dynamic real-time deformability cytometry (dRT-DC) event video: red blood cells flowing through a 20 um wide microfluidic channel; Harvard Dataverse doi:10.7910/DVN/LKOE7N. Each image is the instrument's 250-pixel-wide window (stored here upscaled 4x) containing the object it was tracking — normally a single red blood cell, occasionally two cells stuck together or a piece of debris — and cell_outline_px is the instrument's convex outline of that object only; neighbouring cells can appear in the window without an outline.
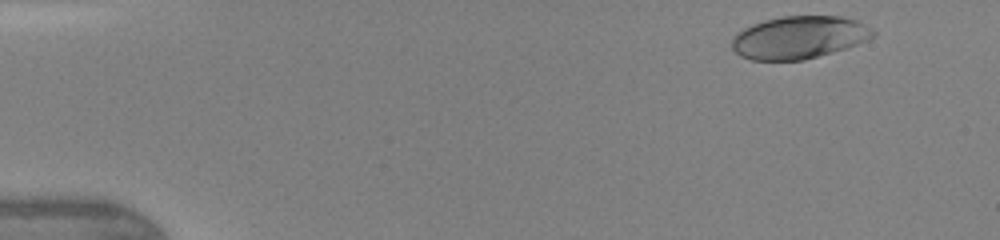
{"species": "human", "species_latin": "Homo sapiens", "temperature_condition": "warm", "stored_images_in_passage": 45, "camera_frame_rate_fps": 3000, "um_per_image_px": 0.085, "donor": {"sex": "female"}, "frame": {"image": 1, "passage_image": 3, "time_ms": 0.667, "image_size_px": [1000, 240], "cell_outline_px": [[876, 32], [872, 36], [856, 44], [832, 52], [804, 60], [752, 60], [740, 56], [732, 48], [732, 40], [744, 28], [752, 24], [764, 20], [784, 16], [840, 16], [856, 20], [872, 28]], "centroid_in_image_um": [67.91, 3.18], "position_along_channel_um": 17.1, "area_um2": 34.68}}
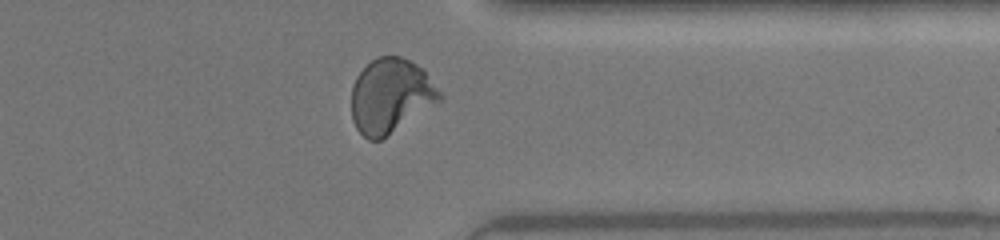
{"frame": {"image": 2, "passage_image": 36, "time_ms": 11.667, "image_size_px": [1000, 240], "cell_outline_px": [[444, 100], [380, 140], [368, 140], [356, 128], [352, 120], [352, 88], [356, 76], [376, 56], [400, 56], [416, 64], [424, 72], [444, 96]], "centroid_in_image_um": [33.21, 8.16], "position_along_channel_um": 378.2, "area_um2": 38.21}}
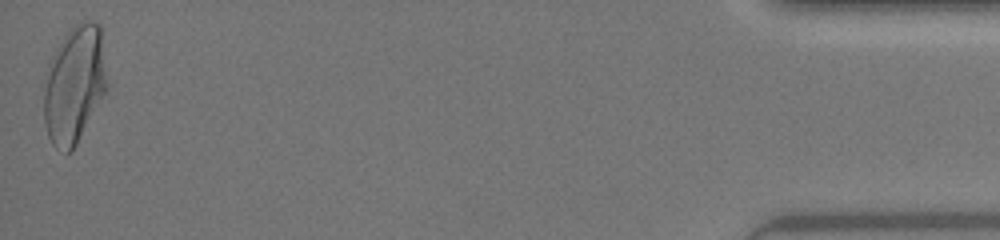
{"frame": {"image": 3, "passage_image": 45, "time_ms": 14.667, "image_size_px": [1000, 240], "cell_outline_px": [[108, 84], [104, 92], [72, 152], [68, 152], [56, 148], [52, 144], [48, 136], [44, 120], [44, 92], [48, 64], [56, 48], [68, 32], [76, 24], [88, 20], [92, 20], [100, 24]], "centroid_in_image_um": [6.32, 7.17], "position_along_channel_um": 428.9, "area_um2": 42.66}, "authors_computed_cell_mechanics": {"area_um2": 36.1828, "velocity_mm_per_s": 4.3498, "shape_relaxation_time_tau1_ms": 3.9358, "shape_relaxation_time_tau2_ms": null, "deformation_change_tau1": 0.1921, "deformation_change_tau2": null}}